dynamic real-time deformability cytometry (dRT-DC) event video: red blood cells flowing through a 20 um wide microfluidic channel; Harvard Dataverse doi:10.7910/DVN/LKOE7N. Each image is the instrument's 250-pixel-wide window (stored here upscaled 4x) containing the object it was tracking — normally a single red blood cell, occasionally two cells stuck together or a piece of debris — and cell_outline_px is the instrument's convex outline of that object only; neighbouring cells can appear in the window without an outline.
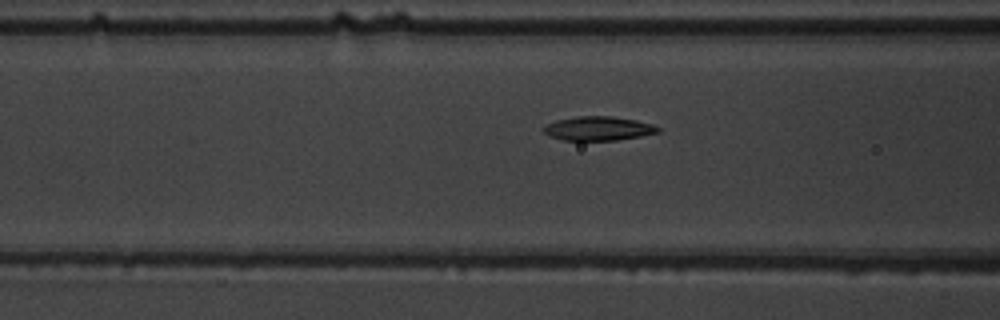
{"species": "common noctule bat (a hibernating species)", "species_latin": "Nyctalus noctula", "temperature_condition": "warm", "stored_images_in_passage": 9, "camera_frame_rate_fps": 3000, "um_per_image_px": 0.085, "animal": {"sex": "male", "body_mass_g": 19.5, "forearm_length_mm": 54.6}, "frame": {"image": 1, "passage_image": 7, "time_ms": 2.0, "image_size_px": [1000, 320], "cell_outline_px": [[660, 132], [640, 136], [616, 140], [564, 140], [548, 136], [544, 132], [544, 128], [548, 124], [556, 120], [576, 116], [612, 116], [636, 120], [652, 124], [660, 128]], "centroid_in_image_um": [50.87, 10.92], "position_along_channel_um": 115.7, "area_um2": 15.95}}